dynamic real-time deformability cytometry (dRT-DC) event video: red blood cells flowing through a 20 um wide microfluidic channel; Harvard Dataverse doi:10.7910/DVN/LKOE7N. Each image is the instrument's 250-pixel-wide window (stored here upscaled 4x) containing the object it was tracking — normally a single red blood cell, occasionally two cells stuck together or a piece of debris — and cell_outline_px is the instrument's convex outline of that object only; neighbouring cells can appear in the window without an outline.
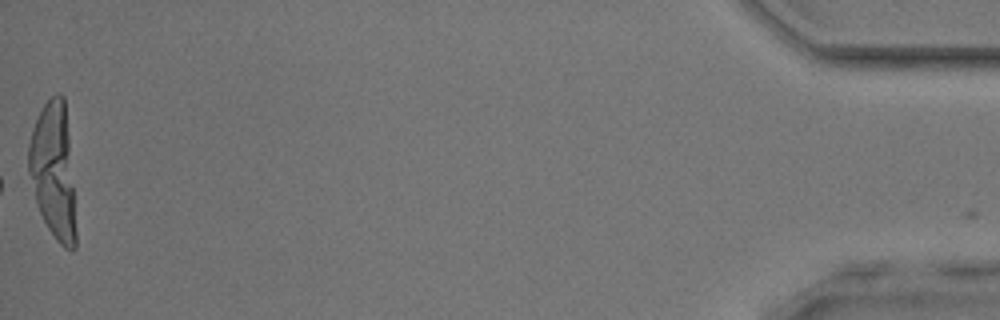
{"species": "common noctule bat (a hibernating species)", "species_latin": "Nyctalus noctula", "temperature_condition": "room temperature", "stored_images_in_passage": 42, "camera_frame_rate_fps": 3000, "um_per_image_px": 0.085, "animal": {"sex": "male", "body_mass_g": 17.9, "forearm_length_mm": 54.2}, "frame": {"image": 1, "passage_image": 42, "time_ms": 13.667, "image_size_px": [1000, 320], "cell_outline_px": [[76, 248], [64, 248], [56, 240], [48, 228], [40, 212], [36, 200], [28, 172], [28, 144], [32, 128], [44, 104], [56, 92], [60, 92], [64, 96], [68, 136], [76, 232]], "centroid_in_image_um": [4.52, 14.51], "position_along_channel_um": 430.7, "area_um2": 36.7}}